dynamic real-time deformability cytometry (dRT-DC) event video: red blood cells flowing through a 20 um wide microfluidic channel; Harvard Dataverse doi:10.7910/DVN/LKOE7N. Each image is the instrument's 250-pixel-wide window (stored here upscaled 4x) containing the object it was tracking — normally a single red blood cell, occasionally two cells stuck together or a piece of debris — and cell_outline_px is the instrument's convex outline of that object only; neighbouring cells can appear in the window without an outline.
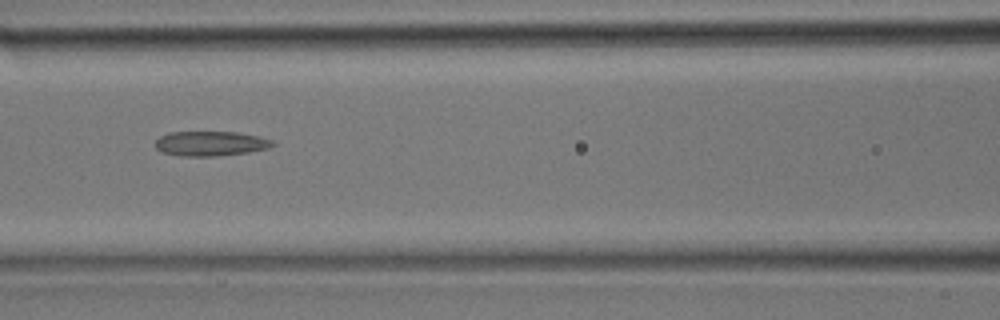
{"species": "common noctule bat (a hibernating species)", "species_latin": "Nyctalus noctula", "temperature_condition": "room temperature", "stored_images_in_passage": 30, "segment_of_instrument_passage": [2, 2], "camera_frame_rate_fps": 3000, "um_per_image_px": 0.085, "animal": {"sex": "male", "body_mass_g": 17.9}, "frame": {"image": 1, "passage_image": 13, "time_ms": 4.0, "image_size_px": [1000, 320], "cell_outline_px": [[276, 144], [268, 148], [248, 152], [212, 156], [184, 156], [160, 152], [156, 148], [156, 140], [160, 136], [168, 132], [236, 132], [260, 136], [272, 140]], "centroid_in_image_um": [17.89, 12.19], "position_along_channel_um": 148.7, "area_um2": 16.88}}
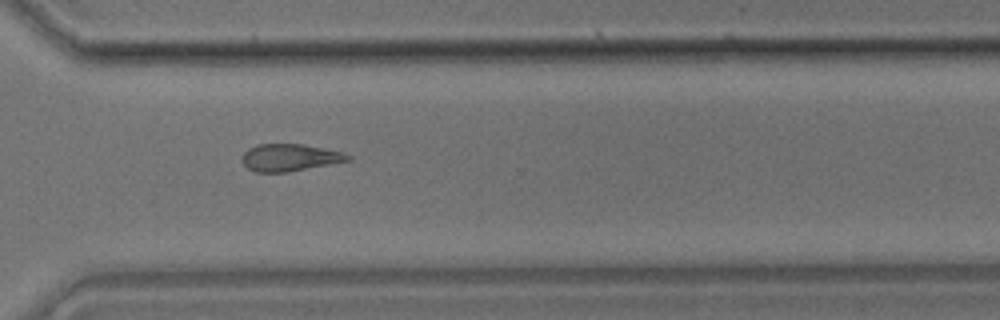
{"frame": {"image": 2, "passage_image": 22, "time_ms": 7.0, "image_size_px": [1000, 320], "cell_outline_px": [[352, 160], [284, 172], [256, 172], [248, 168], [240, 160], [240, 156], [248, 148], [256, 144], [300, 144], [324, 148], [344, 152], [352, 156]], "centroid_in_image_um": [24.6, 13.38], "position_along_channel_um": 346.0, "area_um2": 16.76}}
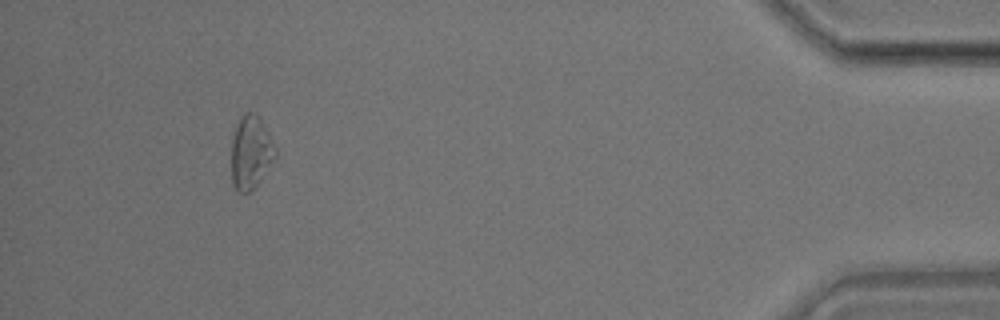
{"frame": {"image": 3, "passage_image": 28, "time_ms": 9.0, "image_size_px": [1000, 320], "cell_outline_px": [[276, 160], [256, 184], [248, 192], [240, 192], [232, 184], [232, 140], [236, 124], [248, 112], [252, 112], [260, 116], [276, 148]], "centroid_in_image_um": [21.34, 12.94], "position_along_channel_um": 413.9, "area_um2": 18.55}}